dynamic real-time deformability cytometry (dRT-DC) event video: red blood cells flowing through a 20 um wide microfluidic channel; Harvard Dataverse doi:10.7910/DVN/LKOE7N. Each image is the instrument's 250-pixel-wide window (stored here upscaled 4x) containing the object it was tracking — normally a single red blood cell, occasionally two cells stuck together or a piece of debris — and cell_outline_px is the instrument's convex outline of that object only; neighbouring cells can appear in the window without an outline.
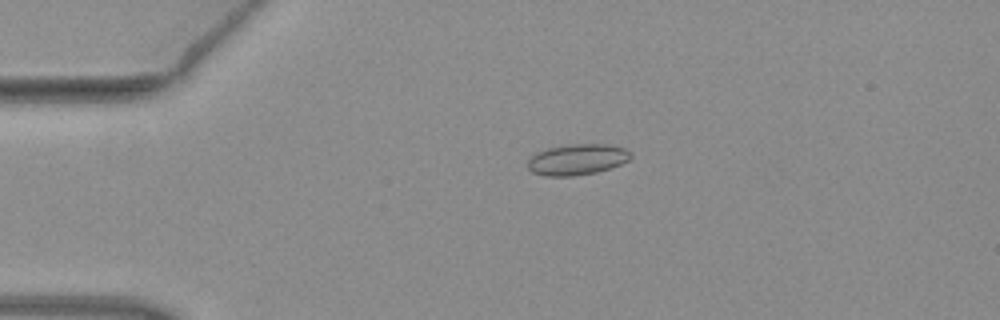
{"species": "common noctule bat (a hibernating species)", "species_latin": "Nyctalus noctula", "temperature_condition": "warm", "stored_images_in_passage": 4, "camera_frame_rate_fps": 3000, "um_per_image_px": 0.085, "animal": {"sex": "female", "body_mass_g": 19.3, "forearm_length_mm": 54.1}, "frame": {"image": 1, "passage_image": 3, "time_ms": 0.667, "image_size_px": [1000, 320], "cell_outline_px": [[632, 156], [628, 160], [620, 164], [596, 172], [572, 176], [544, 176], [532, 172], [528, 168], [528, 160], [536, 152], [548, 148], [564, 144], [608, 144], [624, 148], [632, 152]], "centroid_in_image_um": [49.05, 13.54], "position_along_channel_um": 36.0, "area_um2": 18.61}}
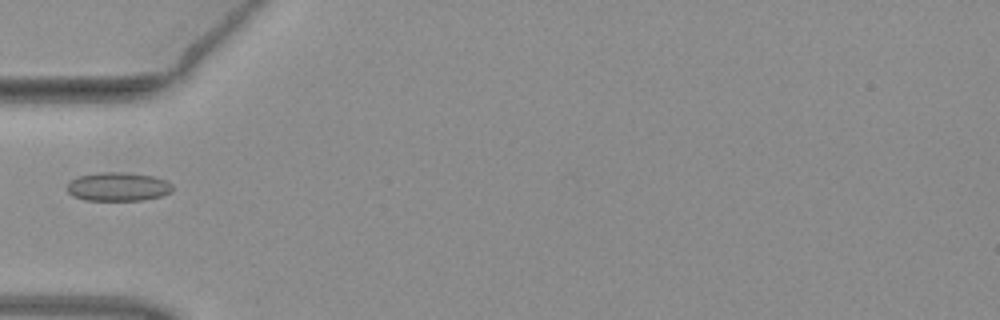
{"frame": {"image": 2, "passage_image": 4, "time_ms": 1.0, "image_size_px": [1000, 320], "cell_outline_px": [[172, 192], [160, 196], [144, 200], [84, 200], [72, 196], [68, 192], [68, 180], [80, 176], [100, 172], [128, 172], [152, 176], [168, 180], [172, 184]], "centroid_in_image_um": [10.04, 15.86], "position_along_channel_um": 75.0, "area_um2": 17.8}}